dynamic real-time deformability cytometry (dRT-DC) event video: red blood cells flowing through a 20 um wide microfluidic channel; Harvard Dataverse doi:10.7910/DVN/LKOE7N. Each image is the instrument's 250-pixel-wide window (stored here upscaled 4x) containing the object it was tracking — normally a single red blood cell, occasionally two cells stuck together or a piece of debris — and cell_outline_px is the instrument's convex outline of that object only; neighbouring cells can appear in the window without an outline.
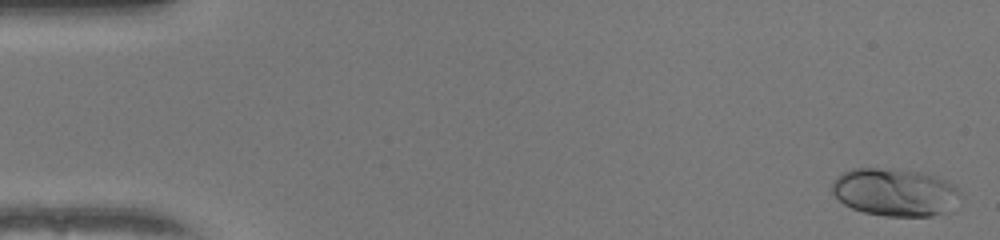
{"species": "human", "species_latin": "Homo sapiens", "temperature_condition": "warm", "stored_images_in_passage": 52, "camera_frame_rate_fps": 3000, "um_per_image_px": 0.085, "donor": {"sex": "female"}, "frame": {"image": 1, "passage_image": 2, "time_ms": 0.333, "image_size_px": [1000, 240], "cell_outline_px": [[960, 192], [944, 212], [932, 216], [884, 216], [864, 212], [852, 208], [844, 204], [832, 192], [832, 184], [836, 176], [852, 168], [892, 168], [920, 172], [944, 180], [956, 188]], "centroid_in_image_um": [75.96, 16.32], "position_along_channel_um": 9.0, "area_um2": 35.03}}
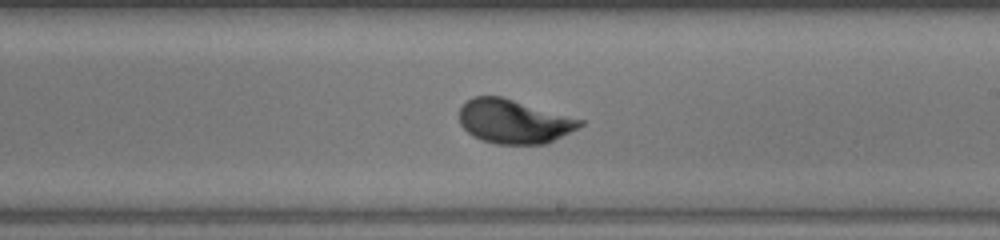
{"frame": {"image": 2, "passage_image": 31, "time_ms": 10.0, "image_size_px": [1000, 240], "cell_outline_px": [[584, 124], [548, 144], [496, 144], [480, 140], [472, 136], [460, 124], [460, 108], [472, 96], [504, 96], [584, 120]], "centroid_in_image_um": [43.68, 10.32], "position_along_channel_um": 245.3, "area_um2": 31.15}}
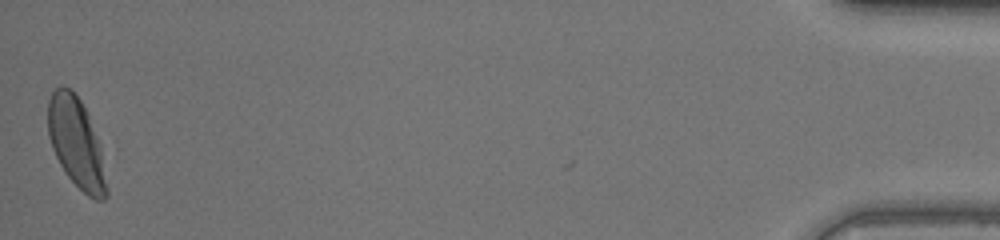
{"frame": {"image": 3, "passage_image": 52, "time_ms": 17.0, "image_size_px": [1000, 240], "cell_outline_px": [[108, 196], [104, 200], [96, 200], [88, 196], [64, 172], [52, 148], [48, 136], [48, 100], [52, 92], [60, 84], [68, 88], [80, 100], [88, 112], [100, 144], [108, 188]], "centroid_in_image_um": [6.5, 12.15], "position_along_channel_um": 428.7, "area_um2": 30.81}, "authors_computed_cell_mechanics": {"area_um2": 30.3739, "velocity_mm_per_s": 4.0092, "shape_relaxation_time_tau1_ms": 2.4506, "shape_relaxation_time_tau2_ms": null, "deformation_change_tau1": 0.1463, "deformation_change_tau2": null}}